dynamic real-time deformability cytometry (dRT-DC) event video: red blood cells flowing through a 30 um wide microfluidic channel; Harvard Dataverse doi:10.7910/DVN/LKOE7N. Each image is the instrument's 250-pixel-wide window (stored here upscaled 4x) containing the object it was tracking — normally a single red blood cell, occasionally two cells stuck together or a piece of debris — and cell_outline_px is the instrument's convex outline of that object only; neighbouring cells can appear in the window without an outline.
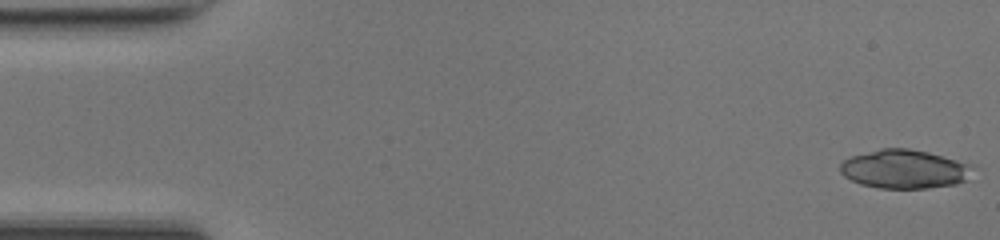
{"species": "common noctule bat (a hibernating species)", "species_latin": "Nyctalus noctula", "temperature_condition": "room temperature", "stored_images_in_passage": 49, "camera_frame_rate_fps": 3000, "um_per_image_px": 0.085, "animal": {"sex": "female", "body_mass_g": 17.0, "forearm_length_mm": 48.0}, "frame": {"image": 1, "passage_image": 1, "time_ms": 0.0, "image_size_px": [1000, 240], "cell_outline_px": [[968, 180], [956, 184], [928, 188], [880, 188], [860, 184], [844, 176], [840, 172], [840, 164], [844, 160], [852, 156], [880, 148], [908, 148], [928, 152], [964, 164]], "centroid_in_image_um": [76.73, 14.38], "position_along_channel_um": 8.3, "area_um2": 29.07}}
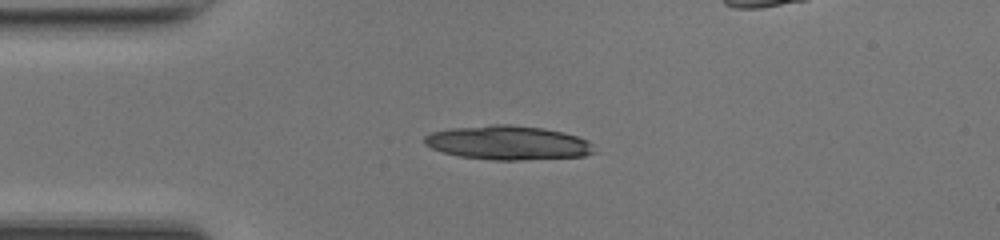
{"frame": {"image": 2, "passage_image": 12, "time_ms": 3.667, "image_size_px": [1000, 240], "cell_outline_px": [[596, 152], [584, 156], [520, 160], [492, 160], [460, 156], [444, 152], [432, 148], [424, 144], [424, 136], [432, 132], [452, 128], [492, 124], [508, 124], [544, 128], [576, 136], [588, 140], [592, 144]], "centroid_in_image_um": [43.18, 12.13], "position_along_channel_um": 41.8, "area_um2": 33.64}}